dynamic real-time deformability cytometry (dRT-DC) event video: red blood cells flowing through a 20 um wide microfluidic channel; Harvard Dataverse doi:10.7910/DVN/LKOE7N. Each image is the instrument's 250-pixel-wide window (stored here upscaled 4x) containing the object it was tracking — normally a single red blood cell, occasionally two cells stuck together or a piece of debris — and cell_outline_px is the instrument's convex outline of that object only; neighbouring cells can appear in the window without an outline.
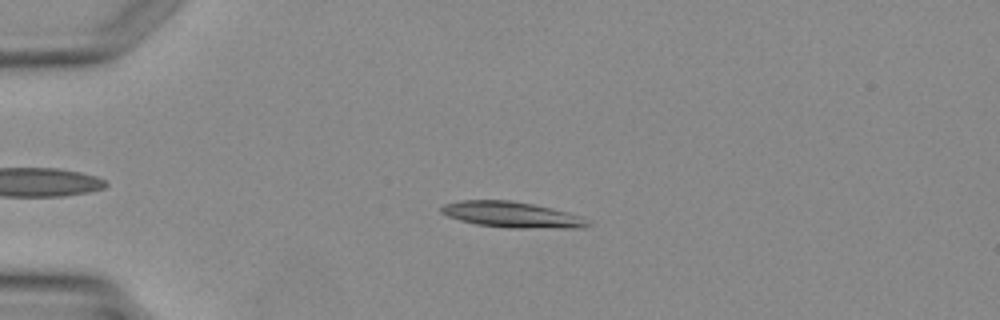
{"species": "Egyptian fruit bat (a non-hibernating species)", "species_latin": "Rousettus aegyptiacus", "temperature_condition": "warm", "stored_images_in_passage": 3, "camera_frame_rate_fps": 3000, "um_per_image_px": 0.085, "animal": {"sex": "female"}, "frame": {"image": 1, "passage_image": 2, "time_ms": 1.0, "image_size_px": [1000, 320], "cell_outline_px": [[592, 224], [584, 228], [508, 228], [476, 224], [460, 220], [448, 216], [440, 212], [440, 208], [444, 204], [460, 200], [508, 200], [532, 204], [552, 208], [568, 212], [580, 216], [588, 220]], "centroid_in_image_um": [43.53, 18.25], "position_along_channel_um": 41.5, "area_um2": 22.14}}